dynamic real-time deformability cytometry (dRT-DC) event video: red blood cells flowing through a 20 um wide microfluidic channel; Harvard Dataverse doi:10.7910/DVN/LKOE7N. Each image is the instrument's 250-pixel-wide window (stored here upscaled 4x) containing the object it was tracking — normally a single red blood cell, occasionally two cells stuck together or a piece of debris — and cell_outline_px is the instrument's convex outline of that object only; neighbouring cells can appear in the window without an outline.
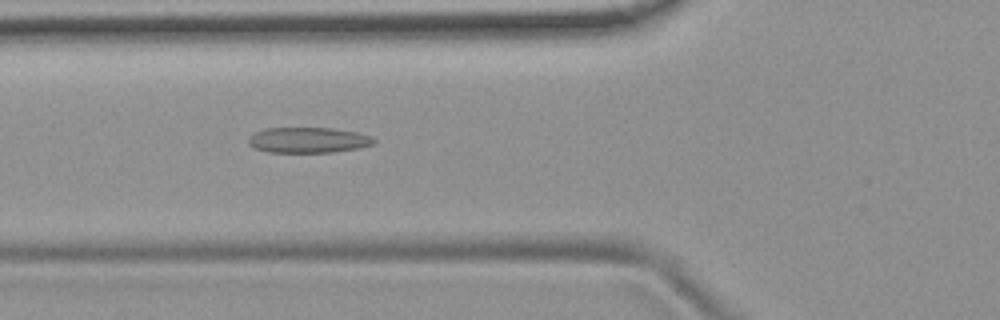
{"species": "common noctule bat (a hibernating species)", "species_latin": "Nyctalus noctula", "temperature_condition": "room temperature", "stored_images_in_passage": 49, "camera_frame_rate_fps": 3000, "um_per_image_px": 0.085, "animal": {"sex": "female", "body_mass_g": 19.9}, "frame": {"image": 1, "passage_image": 15, "time_ms": 4.667, "image_size_px": [1000, 320], "cell_outline_px": [[376, 144], [360, 148], [332, 152], [268, 152], [256, 148], [248, 144], [248, 140], [256, 132], [264, 128], [332, 128], [356, 132], [368, 136], [376, 140]], "centroid_in_image_um": [26.22, 11.91], "position_along_channel_um": 99.6, "area_um2": 18.55}}
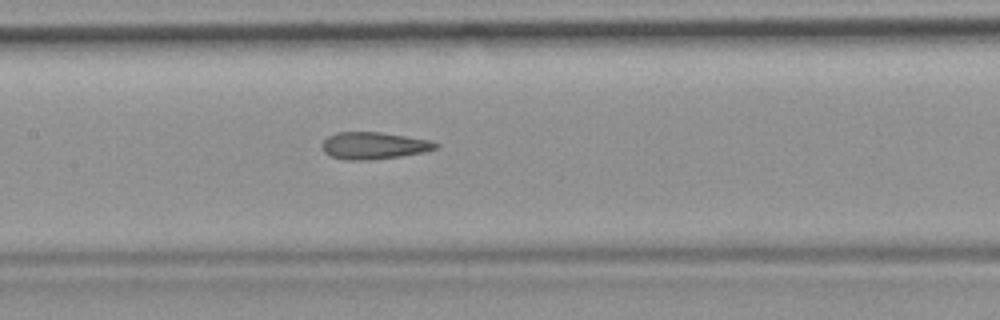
{"frame": {"image": 2, "passage_image": 21, "time_ms": 6.667, "image_size_px": [1000, 320], "cell_outline_px": [[440, 148], [424, 152], [400, 156], [372, 160], [344, 160], [332, 156], [324, 152], [320, 144], [328, 136], [336, 132], [380, 132], [428, 140], [440, 144]], "centroid_in_image_um": [31.76, 12.38], "position_along_channel_um": 175.6, "area_um2": 17.98}}
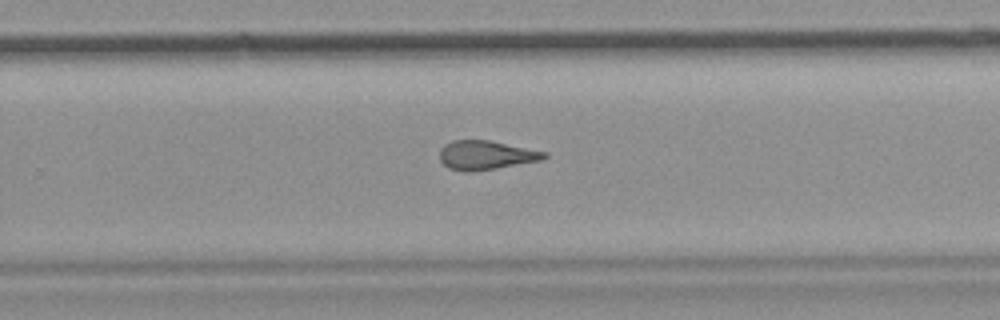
{"frame": {"image": 3, "passage_image": 30, "time_ms": 9.667, "image_size_px": [1000, 320], "cell_outline_px": [[548, 156], [544, 160], [472, 172], [464, 172], [448, 168], [440, 160], [440, 148], [444, 144], [452, 140], [488, 140], [548, 152]], "centroid_in_image_um": [41.31, 13.19], "position_along_channel_um": 288.5, "area_um2": 17.86}, "authors_computed_cell_mechanics": {"area_um2": 18.5538, "velocity_mm_per_s": 3.7782, "shape_relaxation_time_tau1_ms": null, "shape_relaxation_time_tau2_ms": 2.1931, "deformation_change_tau1": null, "deformation_change_tau2": 0.1264}}